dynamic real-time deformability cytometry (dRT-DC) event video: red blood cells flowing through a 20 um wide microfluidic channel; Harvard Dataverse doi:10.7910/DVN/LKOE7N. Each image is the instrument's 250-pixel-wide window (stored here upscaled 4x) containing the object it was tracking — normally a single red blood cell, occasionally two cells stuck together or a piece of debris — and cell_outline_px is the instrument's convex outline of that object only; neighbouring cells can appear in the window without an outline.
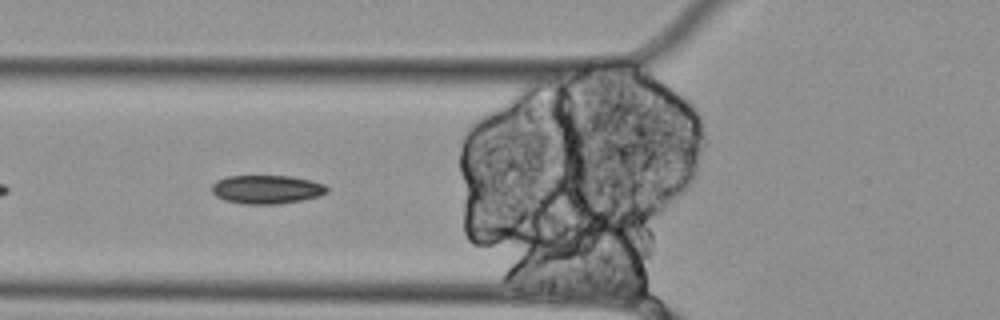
{"species": "Egyptian fruit bat (a non-hibernating species)", "species_latin": "Rousettus aegyptiacus", "temperature_condition": "cold", "stored_images_in_passage": 39, "camera_frame_rate_fps": 3000, "um_per_image_px": 0.085, "animal": {"sex": "female"}, "frame": {"image": 1, "passage_image": 3, "time_ms": 0.667, "image_size_px": [1000, 320], "cell_outline_px": [[328, 192], [320, 196], [304, 200], [280, 204], [240, 204], [224, 200], [216, 196], [212, 192], [212, 184], [216, 180], [228, 176], [292, 176], [312, 180], [324, 184], [328, 188]], "centroid_in_image_um": [22.69, 16.1], "position_along_channel_um": 103.1, "area_um2": 19.54}}
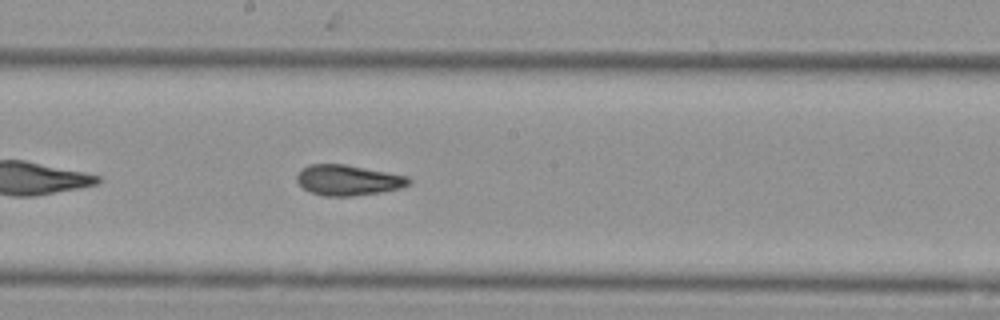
{"frame": {"image": 2, "passage_image": 13, "time_ms": 4.0, "image_size_px": [1000, 320], "cell_outline_px": [[412, 180], [408, 184], [400, 188], [380, 192], [352, 196], [324, 196], [312, 192], [304, 188], [296, 180], [296, 176], [300, 168], [308, 164], [344, 164], [408, 176]], "centroid_in_image_um": [29.56, 15.3], "position_along_channel_um": 218.6, "area_um2": 19.83}}
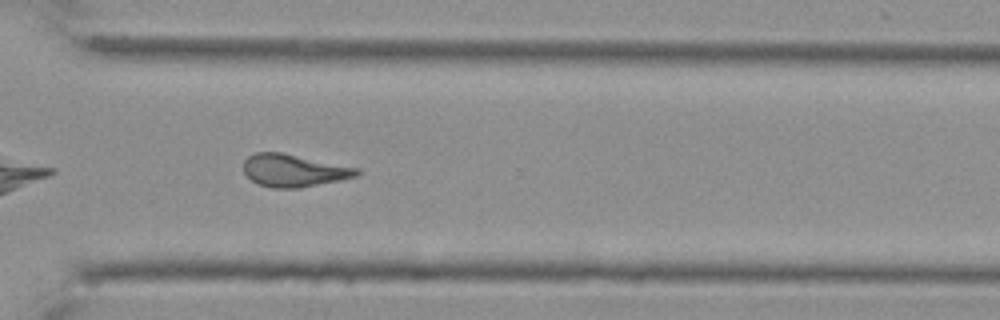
{"frame": {"image": 3, "passage_image": 24, "time_ms": 7.667, "image_size_px": [1000, 320], "cell_outline_px": [[360, 172], [356, 176], [300, 188], [272, 188], [260, 184], [252, 180], [244, 172], [244, 160], [248, 156], [256, 152], [280, 152], [360, 168]], "centroid_in_image_um": [24.96, 14.48], "position_along_channel_um": 345.6, "area_um2": 21.21}}